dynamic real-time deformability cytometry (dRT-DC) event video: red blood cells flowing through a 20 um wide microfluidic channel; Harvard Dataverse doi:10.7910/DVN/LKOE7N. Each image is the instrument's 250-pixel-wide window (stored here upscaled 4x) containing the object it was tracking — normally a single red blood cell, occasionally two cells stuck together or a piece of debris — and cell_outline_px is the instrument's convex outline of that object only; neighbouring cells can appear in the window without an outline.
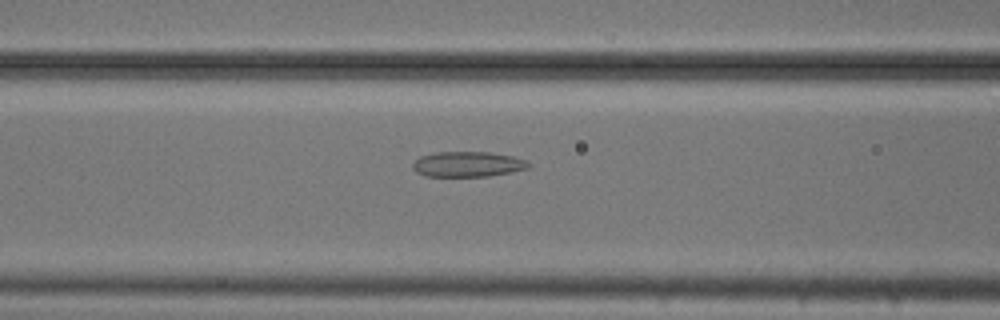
{"species": "common noctule bat (a hibernating species)", "species_latin": "Nyctalus noctula", "temperature_condition": "cold", "stored_images_in_passage": 54, "camera_frame_rate_fps": 3000, "um_per_image_px": 0.085, "animal": {"sex": "male", "body_mass_g": 20.5, "forearm_length_mm": 52.5}, "frame": {"image": 1, "passage_image": 22, "time_ms": 7.0, "image_size_px": [1000, 320], "cell_outline_px": [[532, 164], [528, 168], [488, 176], [424, 176], [416, 172], [412, 168], [412, 164], [420, 156], [436, 152], [488, 152], [512, 156], [524, 160]], "centroid_in_image_um": [39.71, 13.95], "position_along_channel_um": 126.9, "area_um2": 16.94}}
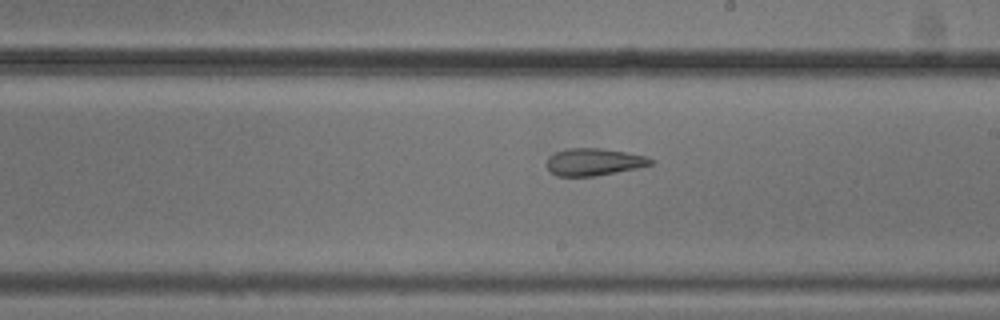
{"frame": {"image": 2, "passage_image": 31, "time_ms": 10.0, "image_size_px": [1000, 320], "cell_outline_px": [[652, 164], [636, 168], [596, 176], [556, 176], [548, 168], [548, 156], [556, 152], [568, 148], [600, 148], [624, 152], [644, 156], [652, 160]], "centroid_in_image_um": [50.44, 13.76], "position_along_channel_um": 238.6, "area_um2": 16.18}}
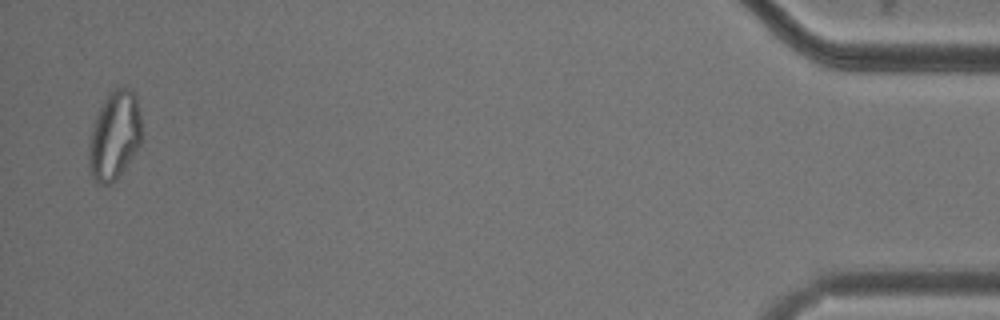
{"frame": {"image": 3, "passage_image": 53, "time_ms": 17.333, "image_size_px": [1000, 320], "cell_outline_px": [[140, 144], [116, 180], [108, 184], [100, 184], [92, 176], [88, 164], [88, 148], [92, 128], [96, 116], [104, 100], [112, 88], [132, 88], [136, 96], [140, 112]], "centroid_in_image_um": [9.72, 11.5], "position_along_channel_um": 425.5, "area_um2": 26.99}, "authors_computed_cell_mechanics": {"area_um2": 21.9929, "velocity_mm_per_s": 3.7192, "shape_relaxation_time_tau1_ms": null, "shape_relaxation_time_tau2_ms": 3.1245, "deformation_change_tau1": null, "deformation_change_tau2": 0.1095}}